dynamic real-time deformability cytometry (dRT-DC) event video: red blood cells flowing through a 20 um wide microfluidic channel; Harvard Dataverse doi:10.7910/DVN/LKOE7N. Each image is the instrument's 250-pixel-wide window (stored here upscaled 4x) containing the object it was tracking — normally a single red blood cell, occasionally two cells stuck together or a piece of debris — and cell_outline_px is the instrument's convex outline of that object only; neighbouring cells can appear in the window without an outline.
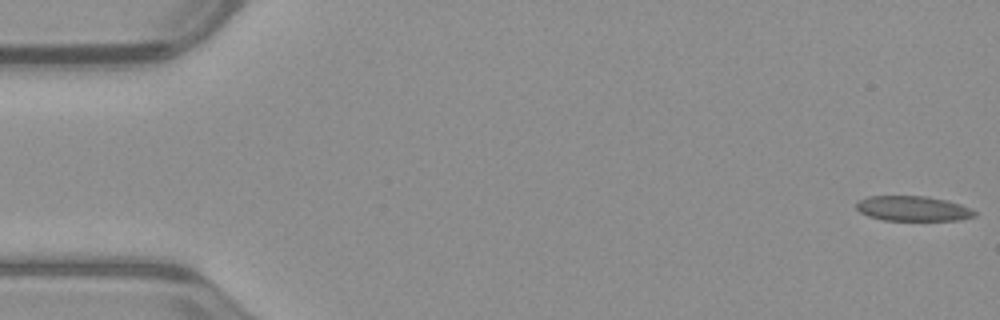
{"species": "common noctule bat (a hibernating species)", "species_latin": "Nyctalus noctula", "temperature_condition": "warm", "stored_images_in_passage": 52, "camera_frame_rate_fps": 3000, "um_per_image_px": 0.085, "animal": {"sex": "male", "body_mass_g": 23.1, "forearm_length_mm": 52.7}, "frame": {"image": 1, "passage_image": 1, "time_ms": 0.0, "image_size_px": [1000, 320], "cell_outline_px": [[976, 216], [960, 220], [884, 220], [868, 216], [860, 212], [856, 208], [856, 204], [860, 200], [868, 196], [928, 196], [948, 200], [960, 204], [976, 212]], "centroid_in_image_um": [77.6, 17.72], "position_along_channel_um": 7.4, "area_um2": 17.22}}
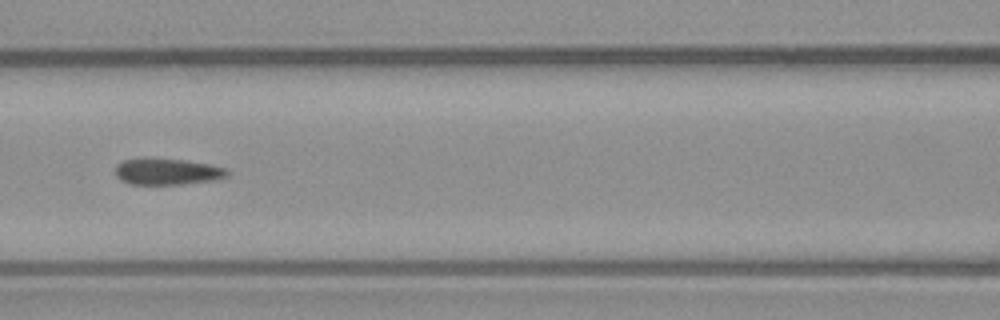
{"frame": {"image": 2, "passage_image": 23, "time_ms": 7.333, "image_size_px": [1000, 320], "cell_outline_px": [[228, 176], [212, 180], [184, 184], [128, 184], [120, 180], [116, 176], [116, 164], [124, 160], [140, 156], [144, 156], [184, 160], [208, 164], [228, 168]], "centroid_in_image_um": [14.16, 14.56], "position_along_channel_um": 152.4, "area_um2": 17.63}}
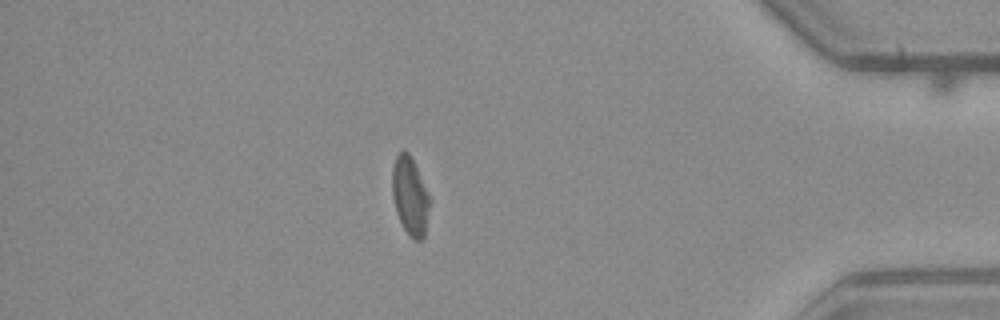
{"frame": {"image": 3, "passage_image": 45, "time_ms": 14.667, "image_size_px": [1000, 320], "cell_outline_px": [[428, 208], [424, 236], [420, 240], [412, 240], [404, 228], [396, 212], [392, 196], [392, 168], [396, 156], [404, 148], [412, 156], [428, 196]], "centroid_in_image_um": [34.81, 16.62], "position_along_channel_um": 400.4, "area_um2": 16.7}, "authors_computed_cell_mechanics": {"area_um2": 18.0336, "velocity_mm_per_s": 3.9676, "shape_relaxation_time_tau1_ms": null, "shape_relaxation_time_tau2_ms": 2.549, "deformation_change_tau1": null, "deformation_change_tau2": 0.0905}}